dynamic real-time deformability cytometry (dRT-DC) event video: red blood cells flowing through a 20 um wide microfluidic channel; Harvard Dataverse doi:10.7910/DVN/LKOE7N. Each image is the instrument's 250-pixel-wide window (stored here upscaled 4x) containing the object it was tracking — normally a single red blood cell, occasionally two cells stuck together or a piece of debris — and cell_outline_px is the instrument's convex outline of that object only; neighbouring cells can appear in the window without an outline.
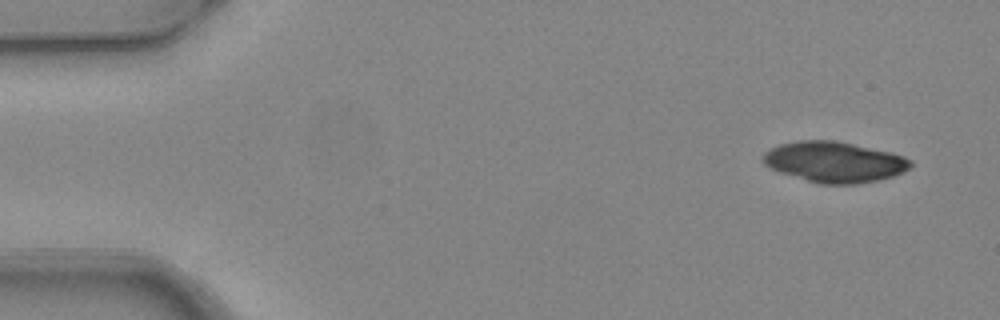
{"species": "common noctule bat (a hibernating species)", "species_latin": "Nyctalus noctula", "temperature_condition": "warm", "stored_images_in_passage": 3, "camera_frame_rate_fps": 3000, "um_per_image_px": 0.085, "animal": {"sex": "female", "body_mass_g": 24.6, "forearm_length_mm": 56.2}, "frame": {"image": 1, "passage_image": 1, "time_ms": 0.0, "image_size_px": [1000, 320], "cell_outline_px": [[912, 164], [908, 168], [892, 176], [876, 180], [856, 184], [816, 184], [780, 172], [764, 164], [764, 152], [780, 144], [796, 140], [836, 140], [892, 152], [904, 156], [912, 160]], "centroid_in_image_um": [70.92, 13.76], "position_along_channel_um": 14.1, "area_um2": 34.91}}